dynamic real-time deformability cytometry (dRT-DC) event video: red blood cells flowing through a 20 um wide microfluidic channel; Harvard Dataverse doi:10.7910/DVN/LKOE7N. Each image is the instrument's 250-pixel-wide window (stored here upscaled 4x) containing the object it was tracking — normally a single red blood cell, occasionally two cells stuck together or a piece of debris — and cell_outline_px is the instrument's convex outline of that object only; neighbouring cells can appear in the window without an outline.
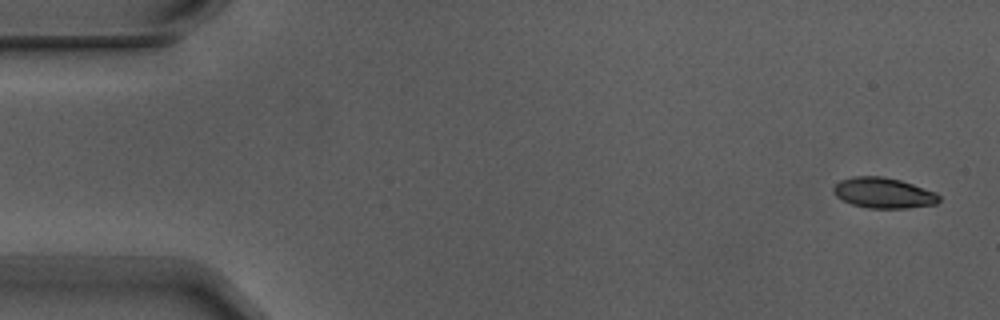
{"species": "Egyptian fruit bat (a non-hibernating species)", "species_latin": "Rousettus aegyptiacus", "temperature_condition": "warm", "stored_images_in_passage": 4, "camera_frame_rate_fps": 3000, "um_per_image_px": 0.085, "animal": {"sex": "male"}, "frame": {"image": 1, "passage_image": 1, "time_ms": 0.0, "image_size_px": [1000, 320], "cell_outline_px": [[940, 200], [936, 204], [908, 208], [868, 208], [852, 204], [836, 196], [832, 188], [840, 180], [852, 176], [880, 176], [900, 180], [936, 192], [940, 196]], "centroid_in_image_um": [75.1, 16.4], "position_along_channel_um": 9.9, "area_um2": 18.73}}